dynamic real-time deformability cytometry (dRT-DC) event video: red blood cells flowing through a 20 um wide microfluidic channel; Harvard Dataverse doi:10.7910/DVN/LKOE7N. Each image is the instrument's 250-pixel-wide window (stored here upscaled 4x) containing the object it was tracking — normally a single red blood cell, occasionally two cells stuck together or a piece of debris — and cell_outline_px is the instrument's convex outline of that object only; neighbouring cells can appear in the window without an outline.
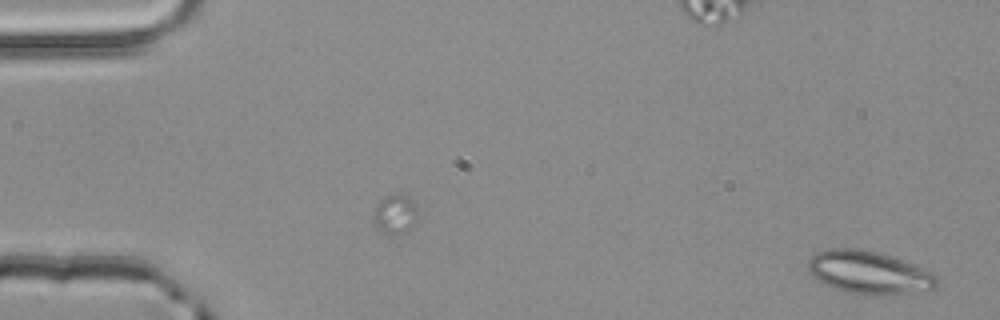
{"species": "common noctule bat (a hibernating species)", "species_latin": "Nyctalus noctula", "temperature_condition": "room temperature", "stored_images_in_passage": 2, "camera_frame_rate_fps": 3000, "um_per_image_px": 0.085, "animal": {"sex": "male", "body_mass_g": 20.4}, "frame": {"image": 1, "passage_image": 2, "time_ms": 0.333, "image_size_px": [1000, 320], "cell_outline_px": [[940, 280], [932, 288], [912, 292], [884, 296], [844, 292], [824, 284], [808, 268], [808, 260], [816, 252], [832, 248], [856, 248], [876, 252], [916, 264], [936, 272]], "centroid_in_image_um": [73.92, 23.16], "position_along_channel_um": 11.1, "area_um2": 32.19}}